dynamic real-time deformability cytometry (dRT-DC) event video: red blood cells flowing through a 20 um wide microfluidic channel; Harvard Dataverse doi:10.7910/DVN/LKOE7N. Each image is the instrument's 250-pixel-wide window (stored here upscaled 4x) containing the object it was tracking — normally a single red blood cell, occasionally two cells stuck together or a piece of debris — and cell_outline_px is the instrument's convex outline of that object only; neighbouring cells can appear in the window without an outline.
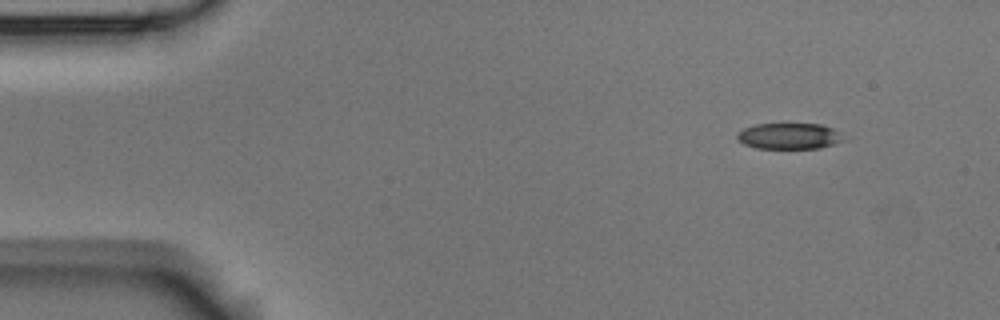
{"species": "Egyptian fruit bat (a non-hibernating species)", "species_latin": "Rousettus aegyptiacus", "temperature_condition": "room temperature", "stored_images_in_passage": 4, "camera_frame_rate_fps": 3000, "um_per_image_px": 0.085, "animal": {"sex": "male"}, "frame": {"image": 1, "passage_image": 1, "time_ms": 0.0, "image_size_px": [1000, 320], "cell_outline_px": [[848, 140], [820, 148], [756, 148], [744, 144], [736, 136], [736, 132], [744, 128], [756, 124], [820, 124], [832, 128]], "centroid_in_image_um": [67.09, 11.57], "position_along_channel_um": 17.9, "area_um2": 16.13}}
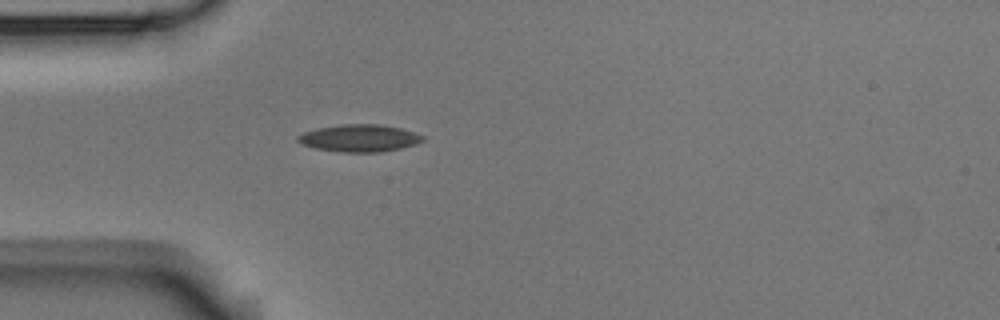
{"frame": {"image": 2, "passage_image": 4, "time_ms": 1.0, "image_size_px": [1000, 320], "cell_outline_px": [[424, 140], [400, 148], [380, 152], [344, 152], [316, 148], [300, 144], [296, 140], [296, 136], [304, 132], [316, 128], [340, 124], [380, 124], [400, 128], [424, 136]], "centroid_in_image_um": [30.48, 11.73], "position_along_channel_um": 54.5, "area_um2": 19.71}}